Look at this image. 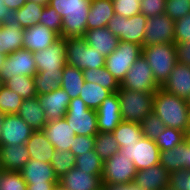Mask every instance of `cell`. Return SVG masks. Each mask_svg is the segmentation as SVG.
Listing matches in <instances>:
<instances>
[{
    "label": "cell",
    "instance_id": "1",
    "mask_svg": "<svg viewBox=\"0 0 190 190\" xmlns=\"http://www.w3.org/2000/svg\"><path fill=\"white\" fill-rule=\"evenodd\" d=\"M190 103L162 88L153 96V113H155L166 127L175 128L189 133Z\"/></svg>",
    "mask_w": 190,
    "mask_h": 190
},
{
    "label": "cell",
    "instance_id": "2",
    "mask_svg": "<svg viewBox=\"0 0 190 190\" xmlns=\"http://www.w3.org/2000/svg\"><path fill=\"white\" fill-rule=\"evenodd\" d=\"M91 0H50L48 5L63 19L62 38L83 37Z\"/></svg>",
    "mask_w": 190,
    "mask_h": 190
},
{
    "label": "cell",
    "instance_id": "3",
    "mask_svg": "<svg viewBox=\"0 0 190 190\" xmlns=\"http://www.w3.org/2000/svg\"><path fill=\"white\" fill-rule=\"evenodd\" d=\"M142 56L148 62L157 84L161 87L177 63L175 43L144 46Z\"/></svg>",
    "mask_w": 190,
    "mask_h": 190
},
{
    "label": "cell",
    "instance_id": "4",
    "mask_svg": "<svg viewBox=\"0 0 190 190\" xmlns=\"http://www.w3.org/2000/svg\"><path fill=\"white\" fill-rule=\"evenodd\" d=\"M155 92H137L119 88L117 95L120 101L122 121L139 123L153 112Z\"/></svg>",
    "mask_w": 190,
    "mask_h": 190
},
{
    "label": "cell",
    "instance_id": "5",
    "mask_svg": "<svg viewBox=\"0 0 190 190\" xmlns=\"http://www.w3.org/2000/svg\"><path fill=\"white\" fill-rule=\"evenodd\" d=\"M65 42L67 65L82 71L105 66L106 57L88 45L83 37H67Z\"/></svg>",
    "mask_w": 190,
    "mask_h": 190
},
{
    "label": "cell",
    "instance_id": "6",
    "mask_svg": "<svg viewBox=\"0 0 190 190\" xmlns=\"http://www.w3.org/2000/svg\"><path fill=\"white\" fill-rule=\"evenodd\" d=\"M64 118L76 135L95 137L99 132L97 111L89 109L80 97L70 100Z\"/></svg>",
    "mask_w": 190,
    "mask_h": 190
},
{
    "label": "cell",
    "instance_id": "7",
    "mask_svg": "<svg viewBox=\"0 0 190 190\" xmlns=\"http://www.w3.org/2000/svg\"><path fill=\"white\" fill-rule=\"evenodd\" d=\"M142 55V46L119 41L117 48L106 56L105 68L121 83L133 63Z\"/></svg>",
    "mask_w": 190,
    "mask_h": 190
},
{
    "label": "cell",
    "instance_id": "8",
    "mask_svg": "<svg viewBox=\"0 0 190 190\" xmlns=\"http://www.w3.org/2000/svg\"><path fill=\"white\" fill-rule=\"evenodd\" d=\"M147 17L142 13L126 18L115 14L108 22V29L120 41L136 43L143 47Z\"/></svg>",
    "mask_w": 190,
    "mask_h": 190
},
{
    "label": "cell",
    "instance_id": "9",
    "mask_svg": "<svg viewBox=\"0 0 190 190\" xmlns=\"http://www.w3.org/2000/svg\"><path fill=\"white\" fill-rule=\"evenodd\" d=\"M37 73H51L62 76L66 65V42L65 38L59 37L49 47L34 52Z\"/></svg>",
    "mask_w": 190,
    "mask_h": 190
},
{
    "label": "cell",
    "instance_id": "10",
    "mask_svg": "<svg viewBox=\"0 0 190 190\" xmlns=\"http://www.w3.org/2000/svg\"><path fill=\"white\" fill-rule=\"evenodd\" d=\"M120 88L137 92H156L160 86L157 84L148 62L141 55L121 81Z\"/></svg>",
    "mask_w": 190,
    "mask_h": 190
},
{
    "label": "cell",
    "instance_id": "11",
    "mask_svg": "<svg viewBox=\"0 0 190 190\" xmlns=\"http://www.w3.org/2000/svg\"><path fill=\"white\" fill-rule=\"evenodd\" d=\"M127 159L133 161L137 171L159 164L160 149L154 140L143 137L137 142L120 148Z\"/></svg>",
    "mask_w": 190,
    "mask_h": 190
},
{
    "label": "cell",
    "instance_id": "12",
    "mask_svg": "<svg viewBox=\"0 0 190 190\" xmlns=\"http://www.w3.org/2000/svg\"><path fill=\"white\" fill-rule=\"evenodd\" d=\"M137 173V169L133 161L118 151L111 158L103 163L102 183L103 184H118L133 182Z\"/></svg>",
    "mask_w": 190,
    "mask_h": 190
},
{
    "label": "cell",
    "instance_id": "13",
    "mask_svg": "<svg viewBox=\"0 0 190 190\" xmlns=\"http://www.w3.org/2000/svg\"><path fill=\"white\" fill-rule=\"evenodd\" d=\"M33 55L34 52L23 48L7 55L0 70V83L4 84L10 78L18 75L34 77L37 70Z\"/></svg>",
    "mask_w": 190,
    "mask_h": 190
},
{
    "label": "cell",
    "instance_id": "14",
    "mask_svg": "<svg viewBox=\"0 0 190 190\" xmlns=\"http://www.w3.org/2000/svg\"><path fill=\"white\" fill-rule=\"evenodd\" d=\"M174 22L165 13L147 17L143 47L175 43Z\"/></svg>",
    "mask_w": 190,
    "mask_h": 190
},
{
    "label": "cell",
    "instance_id": "15",
    "mask_svg": "<svg viewBox=\"0 0 190 190\" xmlns=\"http://www.w3.org/2000/svg\"><path fill=\"white\" fill-rule=\"evenodd\" d=\"M0 145L25 144L34 130L18 115L4 114Z\"/></svg>",
    "mask_w": 190,
    "mask_h": 190
},
{
    "label": "cell",
    "instance_id": "16",
    "mask_svg": "<svg viewBox=\"0 0 190 190\" xmlns=\"http://www.w3.org/2000/svg\"><path fill=\"white\" fill-rule=\"evenodd\" d=\"M96 111L99 132L112 133L122 122L117 92L105 98Z\"/></svg>",
    "mask_w": 190,
    "mask_h": 190
},
{
    "label": "cell",
    "instance_id": "17",
    "mask_svg": "<svg viewBox=\"0 0 190 190\" xmlns=\"http://www.w3.org/2000/svg\"><path fill=\"white\" fill-rule=\"evenodd\" d=\"M20 173L27 185H59V179L49 162L30 159Z\"/></svg>",
    "mask_w": 190,
    "mask_h": 190
},
{
    "label": "cell",
    "instance_id": "18",
    "mask_svg": "<svg viewBox=\"0 0 190 190\" xmlns=\"http://www.w3.org/2000/svg\"><path fill=\"white\" fill-rule=\"evenodd\" d=\"M42 131L56 150L70 151L76 134L65 118L47 122Z\"/></svg>",
    "mask_w": 190,
    "mask_h": 190
},
{
    "label": "cell",
    "instance_id": "19",
    "mask_svg": "<svg viewBox=\"0 0 190 190\" xmlns=\"http://www.w3.org/2000/svg\"><path fill=\"white\" fill-rule=\"evenodd\" d=\"M160 88L189 102L190 66L177 62L169 77Z\"/></svg>",
    "mask_w": 190,
    "mask_h": 190
},
{
    "label": "cell",
    "instance_id": "20",
    "mask_svg": "<svg viewBox=\"0 0 190 190\" xmlns=\"http://www.w3.org/2000/svg\"><path fill=\"white\" fill-rule=\"evenodd\" d=\"M37 97L45 111L47 122L65 117L71 99L61 87Z\"/></svg>",
    "mask_w": 190,
    "mask_h": 190
},
{
    "label": "cell",
    "instance_id": "21",
    "mask_svg": "<svg viewBox=\"0 0 190 190\" xmlns=\"http://www.w3.org/2000/svg\"><path fill=\"white\" fill-rule=\"evenodd\" d=\"M59 185L65 190H102L101 176L87 174L74 167L59 179Z\"/></svg>",
    "mask_w": 190,
    "mask_h": 190
},
{
    "label": "cell",
    "instance_id": "22",
    "mask_svg": "<svg viewBox=\"0 0 190 190\" xmlns=\"http://www.w3.org/2000/svg\"><path fill=\"white\" fill-rule=\"evenodd\" d=\"M60 36L42 24H36L25 29L23 49L32 52L43 50L52 45Z\"/></svg>",
    "mask_w": 190,
    "mask_h": 190
},
{
    "label": "cell",
    "instance_id": "23",
    "mask_svg": "<svg viewBox=\"0 0 190 190\" xmlns=\"http://www.w3.org/2000/svg\"><path fill=\"white\" fill-rule=\"evenodd\" d=\"M169 172L160 164L137 171L133 182L143 190H163L169 187Z\"/></svg>",
    "mask_w": 190,
    "mask_h": 190
},
{
    "label": "cell",
    "instance_id": "24",
    "mask_svg": "<svg viewBox=\"0 0 190 190\" xmlns=\"http://www.w3.org/2000/svg\"><path fill=\"white\" fill-rule=\"evenodd\" d=\"M30 160L25 144L0 145V165L2 170L20 171Z\"/></svg>",
    "mask_w": 190,
    "mask_h": 190
},
{
    "label": "cell",
    "instance_id": "25",
    "mask_svg": "<svg viewBox=\"0 0 190 190\" xmlns=\"http://www.w3.org/2000/svg\"><path fill=\"white\" fill-rule=\"evenodd\" d=\"M85 42L105 57L111 54L119 44V38L108 27L87 30L83 35Z\"/></svg>",
    "mask_w": 190,
    "mask_h": 190
},
{
    "label": "cell",
    "instance_id": "26",
    "mask_svg": "<svg viewBox=\"0 0 190 190\" xmlns=\"http://www.w3.org/2000/svg\"><path fill=\"white\" fill-rule=\"evenodd\" d=\"M34 131H42L47 124L45 111L38 97L24 99L17 113Z\"/></svg>",
    "mask_w": 190,
    "mask_h": 190
},
{
    "label": "cell",
    "instance_id": "27",
    "mask_svg": "<svg viewBox=\"0 0 190 190\" xmlns=\"http://www.w3.org/2000/svg\"><path fill=\"white\" fill-rule=\"evenodd\" d=\"M115 15L112 0H91L87 18V30L107 27Z\"/></svg>",
    "mask_w": 190,
    "mask_h": 190
},
{
    "label": "cell",
    "instance_id": "28",
    "mask_svg": "<svg viewBox=\"0 0 190 190\" xmlns=\"http://www.w3.org/2000/svg\"><path fill=\"white\" fill-rule=\"evenodd\" d=\"M30 159L51 162L55 148L50 143L43 131H34L25 143Z\"/></svg>",
    "mask_w": 190,
    "mask_h": 190
},
{
    "label": "cell",
    "instance_id": "29",
    "mask_svg": "<svg viewBox=\"0 0 190 190\" xmlns=\"http://www.w3.org/2000/svg\"><path fill=\"white\" fill-rule=\"evenodd\" d=\"M25 29L6 22L0 25V53L6 55L23 48Z\"/></svg>",
    "mask_w": 190,
    "mask_h": 190
},
{
    "label": "cell",
    "instance_id": "30",
    "mask_svg": "<svg viewBox=\"0 0 190 190\" xmlns=\"http://www.w3.org/2000/svg\"><path fill=\"white\" fill-rule=\"evenodd\" d=\"M44 7L43 4L27 0L20 9L11 13L9 22L23 29L32 27L39 24Z\"/></svg>",
    "mask_w": 190,
    "mask_h": 190
},
{
    "label": "cell",
    "instance_id": "31",
    "mask_svg": "<svg viewBox=\"0 0 190 190\" xmlns=\"http://www.w3.org/2000/svg\"><path fill=\"white\" fill-rule=\"evenodd\" d=\"M159 164L169 173L186 169V140L173 149L160 151Z\"/></svg>",
    "mask_w": 190,
    "mask_h": 190
},
{
    "label": "cell",
    "instance_id": "32",
    "mask_svg": "<svg viewBox=\"0 0 190 190\" xmlns=\"http://www.w3.org/2000/svg\"><path fill=\"white\" fill-rule=\"evenodd\" d=\"M84 83L82 70L67 64L64 66L61 88L67 92L70 99L79 97Z\"/></svg>",
    "mask_w": 190,
    "mask_h": 190
},
{
    "label": "cell",
    "instance_id": "33",
    "mask_svg": "<svg viewBox=\"0 0 190 190\" xmlns=\"http://www.w3.org/2000/svg\"><path fill=\"white\" fill-rule=\"evenodd\" d=\"M83 77L85 82L98 84L110 90L112 93L117 92L120 88V83L108 72L105 66L95 69H85L83 70Z\"/></svg>",
    "mask_w": 190,
    "mask_h": 190
},
{
    "label": "cell",
    "instance_id": "34",
    "mask_svg": "<svg viewBox=\"0 0 190 190\" xmlns=\"http://www.w3.org/2000/svg\"><path fill=\"white\" fill-rule=\"evenodd\" d=\"M112 92L98 84L85 82L79 97L85 102L89 109L97 110L102 101L110 96Z\"/></svg>",
    "mask_w": 190,
    "mask_h": 190
},
{
    "label": "cell",
    "instance_id": "35",
    "mask_svg": "<svg viewBox=\"0 0 190 190\" xmlns=\"http://www.w3.org/2000/svg\"><path fill=\"white\" fill-rule=\"evenodd\" d=\"M120 148L126 147V144L137 143L143 136L141 125L135 122L122 121L112 132Z\"/></svg>",
    "mask_w": 190,
    "mask_h": 190
},
{
    "label": "cell",
    "instance_id": "36",
    "mask_svg": "<svg viewBox=\"0 0 190 190\" xmlns=\"http://www.w3.org/2000/svg\"><path fill=\"white\" fill-rule=\"evenodd\" d=\"M95 153L105 161L120 151V146L112 133L98 132L95 136Z\"/></svg>",
    "mask_w": 190,
    "mask_h": 190
},
{
    "label": "cell",
    "instance_id": "37",
    "mask_svg": "<svg viewBox=\"0 0 190 190\" xmlns=\"http://www.w3.org/2000/svg\"><path fill=\"white\" fill-rule=\"evenodd\" d=\"M10 90L19 94L23 100L37 97L34 77L18 75L4 83Z\"/></svg>",
    "mask_w": 190,
    "mask_h": 190
},
{
    "label": "cell",
    "instance_id": "38",
    "mask_svg": "<svg viewBox=\"0 0 190 190\" xmlns=\"http://www.w3.org/2000/svg\"><path fill=\"white\" fill-rule=\"evenodd\" d=\"M103 163L104 161L101 160L94 150L79 155L75 159V167L77 169L96 176L102 175Z\"/></svg>",
    "mask_w": 190,
    "mask_h": 190
},
{
    "label": "cell",
    "instance_id": "39",
    "mask_svg": "<svg viewBox=\"0 0 190 190\" xmlns=\"http://www.w3.org/2000/svg\"><path fill=\"white\" fill-rule=\"evenodd\" d=\"M23 98L10 90L6 85H0V113L17 114Z\"/></svg>",
    "mask_w": 190,
    "mask_h": 190
},
{
    "label": "cell",
    "instance_id": "40",
    "mask_svg": "<svg viewBox=\"0 0 190 190\" xmlns=\"http://www.w3.org/2000/svg\"><path fill=\"white\" fill-rule=\"evenodd\" d=\"M75 159L71 151L55 150L50 164L58 179L75 167Z\"/></svg>",
    "mask_w": 190,
    "mask_h": 190
},
{
    "label": "cell",
    "instance_id": "41",
    "mask_svg": "<svg viewBox=\"0 0 190 190\" xmlns=\"http://www.w3.org/2000/svg\"><path fill=\"white\" fill-rule=\"evenodd\" d=\"M187 139V134L181 130L166 127L165 130L156 139V145L160 151L173 149L178 144H181Z\"/></svg>",
    "mask_w": 190,
    "mask_h": 190
},
{
    "label": "cell",
    "instance_id": "42",
    "mask_svg": "<svg viewBox=\"0 0 190 190\" xmlns=\"http://www.w3.org/2000/svg\"><path fill=\"white\" fill-rule=\"evenodd\" d=\"M34 82L37 95L47 94L61 87L62 76L51 73H36Z\"/></svg>",
    "mask_w": 190,
    "mask_h": 190
},
{
    "label": "cell",
    "instance_id": "43",
    "mask_svg": "<svg viewBox=\"0 0 190 190\" xmlns=\"http://www.w3.org/2000/svg\"><path fill=\"white\" fill-rule=\"evenodd\" d=\"M143 137L156 141L159 135L165 130L166 126L162 120L153 112L148 114L141 122Z\"/></svg>",
    "mask_w": 190,
    "mask_h": 190
},
{
    "label": "cell",
    "instance_id": "44",
    "mask_svg": "<svg viewBox=\"0 0 190 190\" xmlns=\"http://www.w3.org/2000/svg\"><path fill=\"white\" fill-rule=\"evenodd\" d=\"M0 190H27V183L20 171L1 170Z\"/></svg>",
    "mask_w": 190,
    "mask_h": 190
},
{
    "label": "cell",
    "instance_id": "45",
    "mask_svg": "<svg viewBox=\"0 0 190 190\" xmlns=\"http://www.w3.org/2000/svg\"><path fill=\"white\" fill-rule=\"evenodd\" d=\"M39 24L44 25L45 27L53 30L59 36H61V30L63 27V19L60 15H58L55 9L49 6L48 4L45 5L42 11Z\"/></svg>",
    "mask_w": 190,
    "mask_h": 190
},
{
    "label": "cell",
    "instance_id": "46",
    "mask_svg": "<svg viewBox=\"0 0 190 190\" xmlns=\"http://www.w3.org/2000/svg\"><path fill=\"white\" fill-rule=\"evenodd\" d=\"M164 13L174 21L183 18L190 13V0H166Z\"/></svg>",
    "mask_w": 190,
    "mask_h": 190
},
{
    "label": "cell",
    "instance_id": "47",
    "mask_svg": "<svg viewBox=\"0 0 190 190\" xmlns=\"http://www.w3.org/2000/svg\"><path fill=\"white\" fill-rule=\"evenodd\" d=\"M114 12L120 16L129 18L141 13L140 0H112Z\"/></svg>",
    "mask_w": 190,
    "mask_h": 190
},
{
    "label": "cell",
    "instance_id": "48",
    "mask_svg": "<svg viewBox=\"0 0 190 190\" xmlns=\"http://www.w3.org/2000/svg\"><path fill=\"white\" fill-rule=\"evenodd\" d=\"M169 187L173 190H190V171L181 169L169 174Z\"/></svg>",
    "mask_w": 190,
    "mask_h": 190
},
{
    "label": "cell",
    "instance_id": "49",
    "mask_svg": "<svg viewBox=\"0 0 190 190\" xmlns=\"http://www.w3.org/2000/svg\"><path fill=\"white\" fill-rule=\"evenodd\" d=\"M95 146V137L94 136H80L76 135L74 141L71 145L70 151L74 154L75 157L88 153L91 150H94Z\"/></svg>",
    "mask_w": 190,
    "mask_h": 190
},
{
    "label": "cell",
    "instance_id": "50",
    "mask_svg": "<svg viewBox=\"0 0 190 190\" xmlns=\"http://www.w3.org/2000/svg\"><path fill=\"white\" fill-rule=\"evenodd\" d=\"M175 43L190 42V13L174 22Z\"/></svg>",
    "mask_w": 190,
    "mask_h": 190
},
{
    "label": "cell",
    "instance_id": "51",
    "mask_svg": "<svg viewBox=\"0 0 190 190\" xmlns=\"http://www.w3.org/2000/svg\"><path fill=\"white\" fill-rule=\"evenodd\" d=\"M141 13L146 17H155L165 11L166 0H140Z\"/></svg>",
    "mask_w": 190,
    "mask_h": 190
},
{
    "label": "cell",
    "instance_id": "52",
    "mask_svg": "<svg viewBox=\"0 0 190 190\" xmlns=\"http://www.w3.org/2000/svg\"><path fill=\"white\" fill-rule=\"evenodd\" d=\"M177 62L190 66V42L175 43Z\"/></svg>",
    "mask_w": 190,
    "mask_h": 190
},
{
    "label": "cell",
    "instance_id": "53",
    "mask_svg": "<svg viewBox=\"0 0 190 190\" xmlns=\"http://www.w3.org/2000/svg\"><path fill=\"white\" fill-rule=\"evenodd\" d=\"M102 190H143L134 182L118 183V184H103Z\"/></svg>",
    "mask_w": 190,
    "mask_h": 190
},
{
    "label": "cell",
    "instance_id": "54",
    "mask_svg": "<svg viewBox=\"0 0 190 190\" xmlns=\"http://www.w3.org/2000/svg\"><path fill=\"white\" fill-rule=\"evenodd\" d=\"M11 13V10L4 5L3 0H0V25L9 22Z\"/></svg>",
    "mask_w": 190,
    "mask_h": 190
},
{
    "label": "cell",
    "instance_id": "55",
    "mask_svg": "<svg viewBox=\"0 0 190 190\" xmlns=\"http://www.w3.org/2000/svg\"><path fill=\"white\" fill-rule=\"evenodd\" d=\"M27 0H3L4 5L8 7L11 12H14L18 9H20Z\"/></svg>",
    "mask_w": 190,
    "mask_h": 190
},
{
    "label": "cell",
    "instance_id": "56",
    "mask_svg": "<svg viewBox=\"0 0 190 190\" xmlns=\"http://www.w3.org/2000/svg\"><path fill=\"white\" fill-rule=\"evenodd\" d=\"M57 185H27V190H54Z\"/></svg>",
    "mask_w": 190,
    "mask_h": 190
},
{
    "label": "cell",
    "instance_id": "57",
    "mask_svg": "<svg viewBox=\"0 0 190 190\" xmlns=\"http://www.w3.org/2000/svg\"><path fill=\"white\" fill-rule=\"evenodd\" d=\"M186 169L190 171V142L186 139Z\"/></svg>",
    "mask_w": 190,
    "mask_h": 190
},
{
    "label": "cell",
    "instance_id": "58",
    "mask_svg": "<svg viewBox=\"0 0 190 190\" xmlns=\"http://www.w3.org/2000/svg\"><path fill=\"white\" fill-rule=\"evenodd\" d=\"M6 57H7L6 54L0 53V70H1L2 66L4 65V62H5V60H6Z\"/></svg>",
    "mask_w": 190,
    "mask_h": 190
},
{
    "label": "cell",
    "instance_id": "59",
    "mask_svg": "<svg viewBox=\"0 0 190 190\" xmlns=\"http://www.w3.org/2000/svg\"><path fill=\"white\" fill-rule=\"evenodd\" d=\"M28 1H33V2H36V3L43 4V5H47L50 0H28Z\"/></svg>",
    "mask_w": 190,
    "mask_h": 190
},
{
    "label": "cell",
    "instance_id": "60",
    "mask_svg": "<svg viewBox=\"0 0 190 190\" xmlns=\"http://www.w3.org/2000/svg\"><path fill=\"white\" fill-rule=\"evenodd\" d=\"M3 120H4V114L0 113V138H1V127H2V124H3Z\"/></svg>",
    "mask_w": 190,
    "mask_h": 190
},
{
    "label": "cell",
    "instance_id": "61",
    "mask_svg": "<svg viewBox=\"0 0 190 190\" xmlns=\"http://www.w3.org/2000/svg\"><path fill=\"white\" fill-rule=\"evenodd\" d=\"M54 190H65V189H63L60 185H57V186L54 188Z\"/></svg>",
    "mask_w": 190,
    "mask_h": 190
},
{
    "label": "cell",
    "instance_id": "62",
    "mask_svg": "<svg viewBox=\"0 0 190 190\" xmlns=\"http://www.w3.org/2000/svg\"><path fill=\"white\" fill-rule=\"evenodd\" d=\"M189 132H190V107H189Z\"/></svg>",
    "mask_w": 190,
    "mask_h": 190
},
{
    "label": "cell",
    "instance_id": "63",
    "mask_svg": "<svg viewBox=\"0 0 190 190\" xmlns=\"http://www.w3.org/2000/svg\"><path fill=\"white\" fill-rule=\"evenodd\" d=\"M187 139H188L189 142H190V132L187 134Z\"/></svg>",
    "mask_w": 190,
    "mask_h": 190
},
{
    "label": "cell",
    "instance_id": "64",
    "mask_svg": "<svg viewBox=\"0 0 190 190\" xmlns=\"http://www.w3.org/2000/svg\"><path fill=\"white\" fill-rule=\"evenodd\" d=\"M163 190H173V189L170 188V187H167V188H165V189H163Z\"/></svg>",
    "mask_w": 190,
    "mask_h": 190
}]
</instances>
